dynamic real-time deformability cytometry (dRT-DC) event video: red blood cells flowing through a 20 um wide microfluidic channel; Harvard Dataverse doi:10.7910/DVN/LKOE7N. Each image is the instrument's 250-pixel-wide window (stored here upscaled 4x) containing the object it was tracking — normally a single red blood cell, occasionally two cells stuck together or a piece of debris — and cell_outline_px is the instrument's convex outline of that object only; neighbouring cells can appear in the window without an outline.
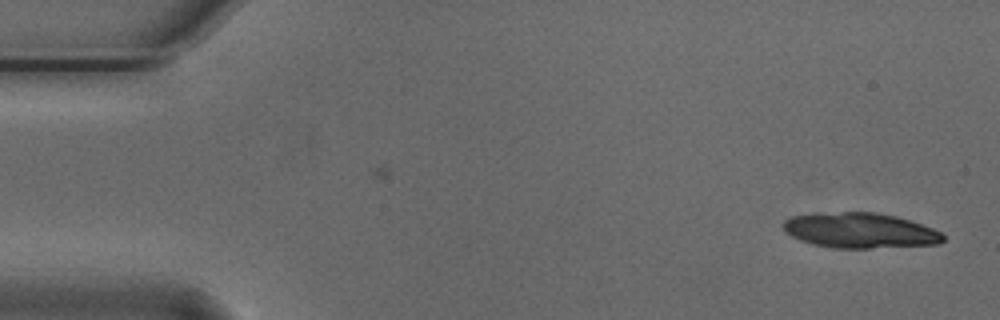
{"species": "Egyptian fruit bat (a non-hibernating species)", "species_latin": "Rousettus aegyptiacus", "temperature_condition": "cold", "stored_images_in_passage": 14, "camera_frame_rate_fps": 3000, "um_per_image_px": 0.085, "animal": {"sex": "male"}, "frame": {"image": 1, "passage_image": 1, "time_ms": 0.0, "image_size_px": [1000, 320], "cell_outline_px": [[944, 240], [940, 244], [868, 248], [832, 248], [812, 244], [800, 240], [784, 232], [780, 224], [784, 220], [792, 216], [844, 212], [876, 212], [896, 216], [932, 228], [940, 232], [944, 236]], "centroid_in_image_um": [73.07, 19.6], "position_along_channel_um": 11.9, "area_um2": 32.71}}